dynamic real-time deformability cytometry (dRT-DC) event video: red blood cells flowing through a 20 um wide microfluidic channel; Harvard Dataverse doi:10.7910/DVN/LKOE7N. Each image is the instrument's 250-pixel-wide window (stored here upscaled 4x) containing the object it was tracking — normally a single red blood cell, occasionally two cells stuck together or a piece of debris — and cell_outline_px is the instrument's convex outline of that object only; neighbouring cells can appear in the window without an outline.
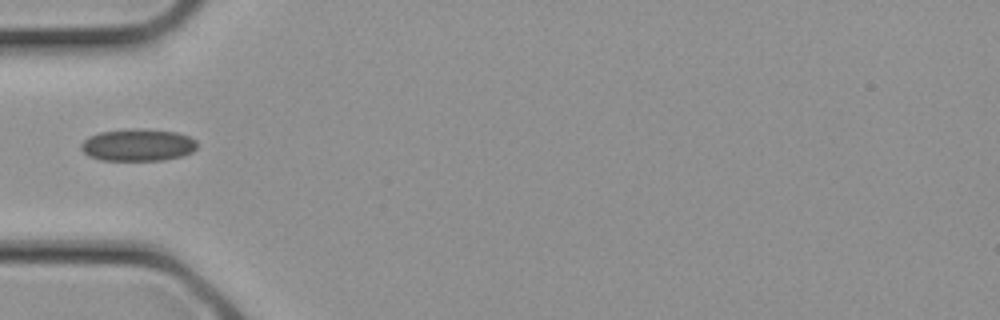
{"species": "common noctule bat (a hibernating species)", "species_latin": "Nyctalus noctula", "temperature_condition": "cold", "stored_images_in_passage": 2, "camera_frame_rate_fps": 3000, "um_per_image_px": 0.085, "animal": {"sex": "female", "body_mass_g": 21.9}, "frame": {"image": 1, "passage_image": 1, "time_ms": 0.0, "image_size_px": [1000, 320], "cell_outline_px": [[196, 148], [192, 152], [180, 156], [160, 160], [100, 160], [88, 156], [80, 148], [80, 144], [88, 136], [100, 132], [128, 128], [144, 128], [176, 132], [188, 136], [196, 140]], "centroid_in_image_um": [11.68, 12.31], "position_along_channel_um": 73.3, "area_um2": 21.91}}